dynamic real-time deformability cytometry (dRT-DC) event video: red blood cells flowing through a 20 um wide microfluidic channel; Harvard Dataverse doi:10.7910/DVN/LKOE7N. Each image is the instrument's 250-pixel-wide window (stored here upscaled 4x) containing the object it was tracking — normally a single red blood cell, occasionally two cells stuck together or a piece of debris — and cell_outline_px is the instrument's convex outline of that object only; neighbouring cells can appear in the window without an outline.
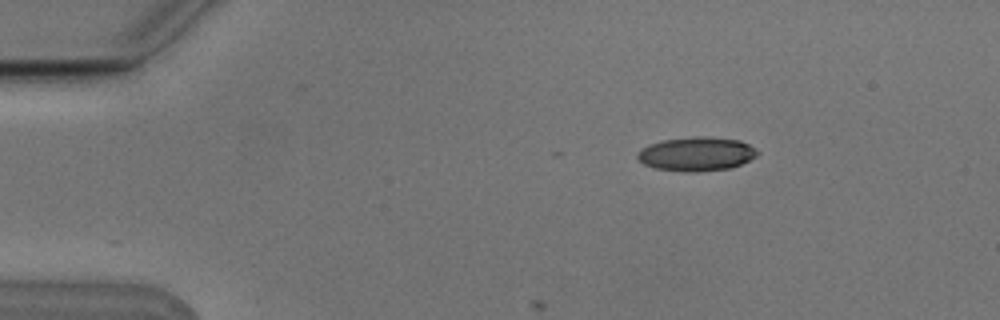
{"species": "Egyptian fruit bat (a non-hibernating species)", "species_latin": "Rousettus aegyptiacus", "temperature_condition": "cold", "stored_images_in_passage": 9, "camera_frame_rate_fps": 3000, "um_per_image_px": 0.085, "animal": {"sex": "male"}, "frame": {"image": 1, "passage_image": 2, "time_ms": 0.333, "image_size_px": [1000, 320], "cell_outline_px": [[760, 152], [756, 156], [740, 164], [728, 168], [696, 172], [692, 172], [656, 168], [644, 164], [636, 156], [636, 152], [640, 148], [648, 144], [664, 140], [696, 136], [708, 136], [740, 140], [756, 148]], "centroid_in_image_um": [59.19, 13.07], "position_along_channel_um": 25.8, "area_um2": 23.7}}